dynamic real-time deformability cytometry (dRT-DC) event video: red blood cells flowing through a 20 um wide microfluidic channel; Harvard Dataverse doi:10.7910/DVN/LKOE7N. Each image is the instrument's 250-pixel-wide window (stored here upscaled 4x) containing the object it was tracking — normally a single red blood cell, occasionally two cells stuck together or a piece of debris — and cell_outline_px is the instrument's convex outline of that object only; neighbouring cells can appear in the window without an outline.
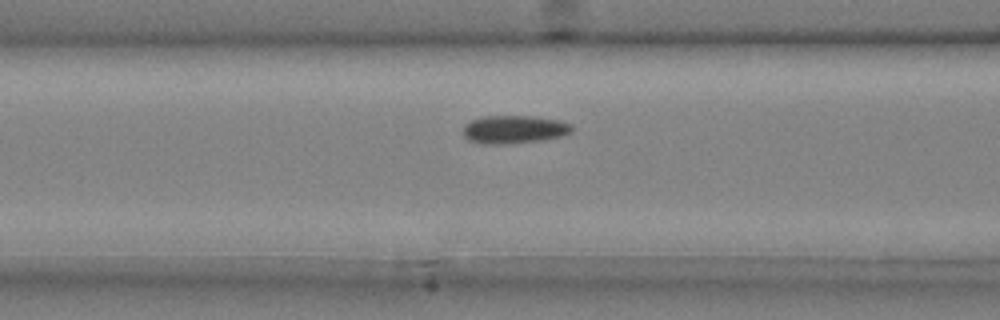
{"species": "common noctule bat (a hibernating species)", "species_latin": "Nyctalus noctula", "temperature_condition": "cold", "stored_images_in_passage": 33, "camera_frame_rate_fps": 3000, "um_per_image_px": 0.085, "animal": {"sex": "male", "body_mass_g": 20.4}, "frame": {"image": 1, "passage_image": 9, "time_ms": 2.667, "image_size_px": [1000, 320], "cell_outline_px": [[572, 132], [560, 136], [540, 140], [508, 144], [484, 144], [468, 140], [464, 136], [464, 124], [472, 120], [484, 116], [536, 116], [556, 120], [572, 124]], "centroid_in_image_um": [43.68, 11.0], "position_along_channel_um": 122.9, "area_um2": 17.74}}
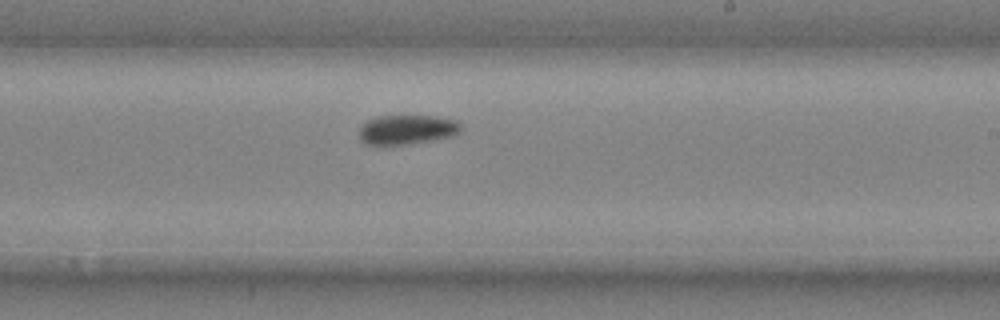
{"frame": {"image": 2, "passage_image": 19, "time_ms": 6.0, "image_size_px": [1000, 320], "cell_outline_px": [[460, 132], [452, 136], [408, 144], [364, 144], [360, 140], [360, 128], [368, 120], [380, 116], [436, 116], [456, 120], [460, 124]], "centroid_in_image_um": [34.6, 11.01], "position_along_channel_um": 254.4, "area_um2": 17.22}}
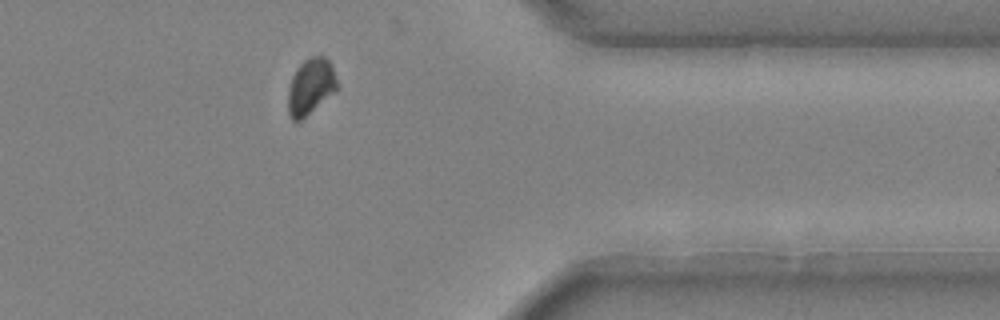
{"frame": {"image": 3, "passage_image": 30, "time_ms": 9.667, "image_size_px": [1000, 320], "cell_outline_px": [[336, 92], [300, 120], [292, 120], [288, 112], [288, 88], [292, 76], [296, 68], [308, 56], [324, 56], [332, 64], [336, 80]], "centroid_in_image_um": [26.39, 7.33], "position_along_channel_um": 385.0, "area_um2": 16.01}, "authors_computed_cell_mechanics": {"area_um2": 17.7446, "velocity_mm_per_s": 3.961, "shape_relaxation_time_tau1_ms": 3.6404, "shape_relaxation_time_tau2_ms": null, "deformation_change_tau1": 0.0832, "deformation_change_tau2": null}}